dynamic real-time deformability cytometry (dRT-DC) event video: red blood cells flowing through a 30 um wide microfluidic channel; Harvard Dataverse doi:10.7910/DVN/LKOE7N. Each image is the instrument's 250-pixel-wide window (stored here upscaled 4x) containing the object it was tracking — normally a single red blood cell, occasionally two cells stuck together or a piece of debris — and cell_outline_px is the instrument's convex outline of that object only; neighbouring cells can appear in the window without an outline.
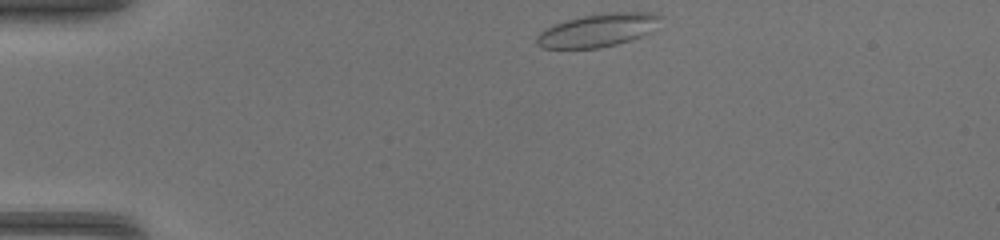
{"species": "common noctule bat (a hibernating species)", "species_latin": "Nyctalus noctula", "temperature_condition": "warm", "stored_images_in_passage": 37, "camera_frame_rate_fps": 3000, "um_per_image_px": 0.085, "animal": {"sex": "female", "body_mass_g": 17.0, "forearm_length_mm": 48.0}, "frame": {"image": 1, "passage_image": 1, "time_ms": 0.0, "image_size_px": [1000, 240], "cell_outline_px": [[664, 16], [648, 32], [640, 36], [616, 44], [600, 48], [544, 48], [536, 44], [536, 36], [540, 32], [556, 24], [568, 20], [584, 16], [604, 12], [652, 12]], "centroid_in_image_um": [50.82, 2.56], "position_along_channel_um": 34.2, "area_um2": 23.47}}
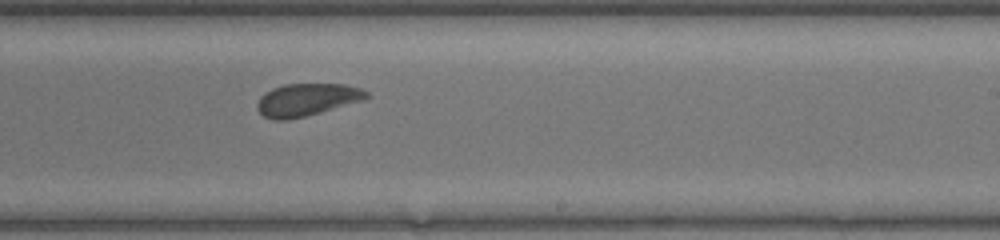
{"frame": {"image": 2, "passage_image": 20, "time_ms": 6.333, "image_size_px": [1000, 240], "cell_outline_px": [[372, 96], [364, 100], [320, 112], [288, 120], [272, 120], [264, 116], [256, 108], [256, 104], [260, 96], [264, 92], [272, 88], [284, 84], [344, 84], [360, 88], [368, 92]], "centroid_in_image_um": [26.07, 8.47], "position_along_channel_um": 262.9, "area_um2": 20.81}}
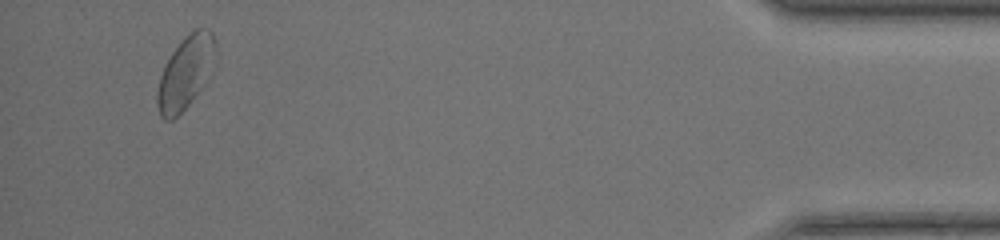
{"frame": {"image": 3, "passage_image": 35, "time_ms": 11.333, "image_size_px": [1000, 240], "cell_outline_px": [[216, 56], [204, 84], [188, 104], [172, 120], [164, 120], [160, 116], [156, 104], [156, 96], [160, 76], [172, 52], [180, 40], [188, 32], [196, 28], [208, 28], [212, 32], [216, 40]], "centroid_in_image_um": [15.77, 6.12], "position_along_channel_um": 419.4, "area_um2": 24.57}}